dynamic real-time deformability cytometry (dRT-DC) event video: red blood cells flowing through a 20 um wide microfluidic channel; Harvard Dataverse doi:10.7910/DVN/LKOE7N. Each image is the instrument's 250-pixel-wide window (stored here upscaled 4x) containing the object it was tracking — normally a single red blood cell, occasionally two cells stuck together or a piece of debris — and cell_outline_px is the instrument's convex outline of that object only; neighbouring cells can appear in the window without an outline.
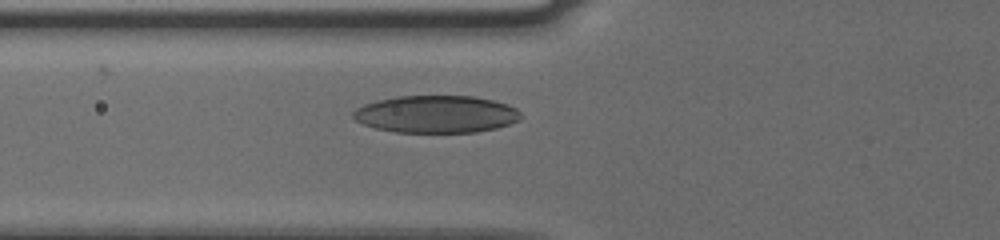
{"species": "human", "species_latin": "Homo sapiens", "temperature_condition": "cold", "stored_images_in_passage": 35, "camera_frame_rate_fps": 3000, "um_per_image_px": 0.085, "donor": {"sex": "male"}, "frame": {"image": 1, "passage_image": 2, "time_ms": 0.333, "image_size_px": [1000, 240], "cell_outline_px": [[520, 120], [496, 128], [476, 132], [396, 132], [376, 128], [364, 124], [356, 120], [352, 116], [352, 112], [356, 108], [364, 104], [380, 100], [400, 96], [476, 96], [508, 104], [516, 108], [520, 112]], "centroid_in_image_um": [37.09, 9.7], "position_along_channel_um": 88.7, "area_um2": 36.36}}
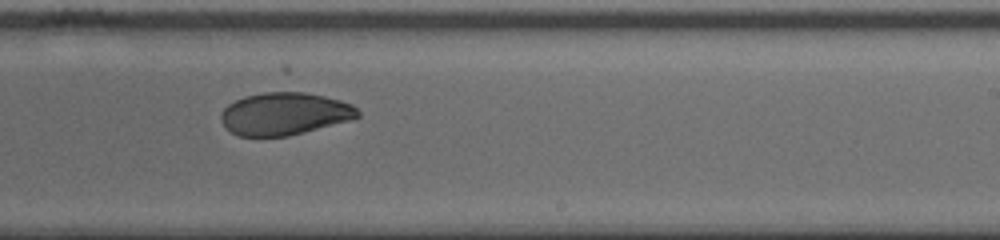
{"frame": {"image": 2, "passage_image": 16, "time_ms": 5.0, "image_size_px": [1000, 240], "cell_outline_px": [[360, 116], [348, 120], [288, 136], [240, 136], [232, 132], [220, 120], [220, 116], [224, 108], [228, 104], [244, 96], [284, 88], [288, 88], [324, 96], [340, 100], [352, 104], [360, 112]], "centroid_in_image_um": [24.17, 9.62], "position_along_channel_um": 264.8, "area_um2": 34.22}}
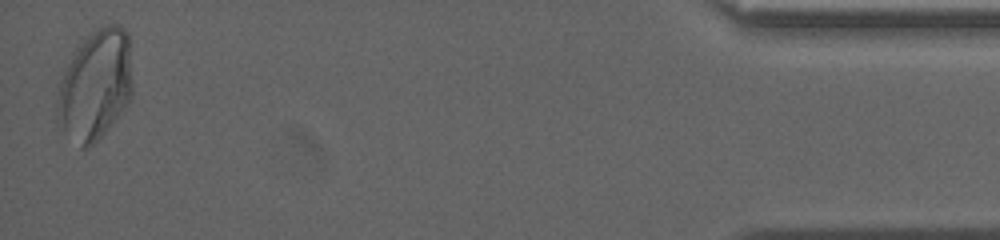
{"frame": {"image": 3, "passage_image": 35, "time_ms": 11.333, "image_size_px": [1000, 240], "cell_outline_px": [[132, 100], [104, 132], [88, 148], [80, 148], [56, 124], [56, 108], [60, 84], [76, 44], [84, 36], [96, 28], [108, 24], [120, 24], [128, 32], [132, 88]], "centroid_in_image_um": [8.09, 7.21], "position_along_channel_um": 427.1, "area_um2": 48.84}, "authors_computed_cell_mechanics": {"area_um2": 35.3158, "velocity_mm_per_s": 3.7661, "shape_relaxation_time_tau1_ms": 4.1198, "shape_relaxation_time_tau2_ms": 3.1878, "deformation_change_tau1": 0.1353, "deformation_change_tau2": 0.0678}}